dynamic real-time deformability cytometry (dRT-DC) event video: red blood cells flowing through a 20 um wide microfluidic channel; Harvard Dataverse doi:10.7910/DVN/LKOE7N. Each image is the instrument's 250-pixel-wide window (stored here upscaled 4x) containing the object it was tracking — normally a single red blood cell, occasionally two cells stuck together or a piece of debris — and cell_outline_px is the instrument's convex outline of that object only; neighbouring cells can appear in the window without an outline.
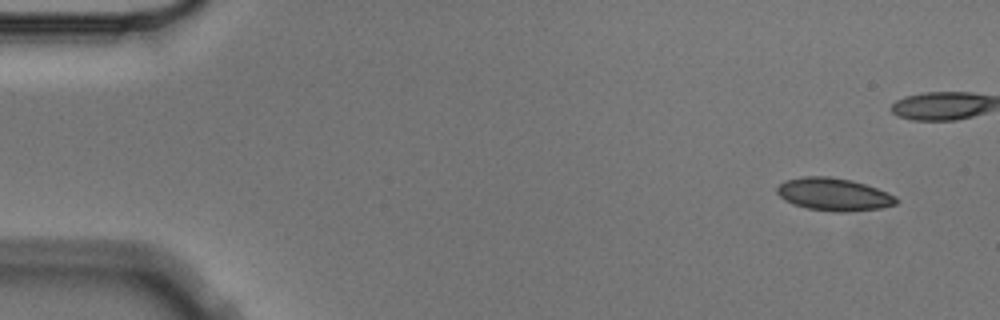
{"species": "Egyptian fruit bat (a non-hibernating species)", "species_latin": "Rousettus aegyptiacus", "temperature_condition": "cold", "stored_images_in_passage": 8, "camera_frame_rate_fps": 3000, "um_per_image_px": 0.085, "animal": {"sex": "male"}, "frame": {"image": 1, "passage_image": 1, "time_ms": 0.0, "image_size_px": [1000, 320], "cell_outline_px": [[900, 200], [896, 204], [880, 208], [844, 212], [832, 212], [808, 208], [792, 204], [784, 200], [776, 192], [776, 188], [784, 180], [800, 176], [828, 176], [852, 180], [888, 192], [896, 196]], "centroid_in_image_um": [70.85, 16.51], "position_along_channel_um": 14.1, "area_um2": 22.89}}